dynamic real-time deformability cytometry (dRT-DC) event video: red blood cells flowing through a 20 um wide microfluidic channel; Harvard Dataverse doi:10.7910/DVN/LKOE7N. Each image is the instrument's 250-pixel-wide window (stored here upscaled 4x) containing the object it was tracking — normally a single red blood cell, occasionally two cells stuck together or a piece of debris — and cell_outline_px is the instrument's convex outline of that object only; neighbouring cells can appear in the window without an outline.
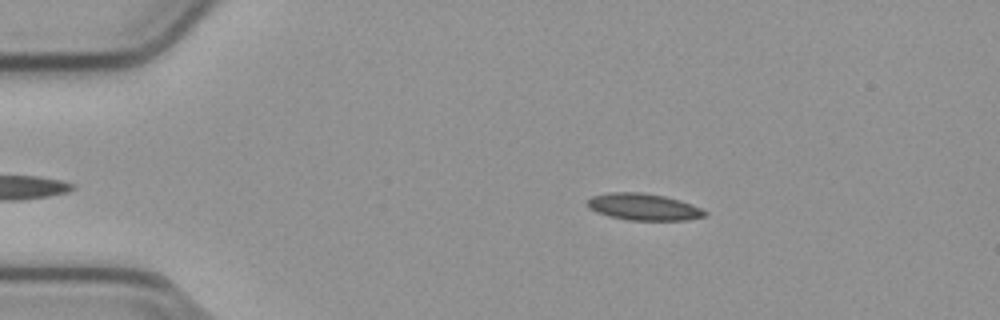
{"species": "common noctule bat (a hibernating species)", "species_latin": "Nyctalus noctula", "temperature_condition": "cold", "stored_images_in_passage": 44, "camera_frame_rate_fps": 3000, "um_per_image_px": 0.085, "animal": {"sex": "male", "body_mass_g": 23.1, "forearm_length_mm": 52.7}, "frame": {"image": 1, "passage_image": 8, "time_ms": 2.333, "image_size_px": [1000, 320], "cell_outline_px": [[708, 216], [688, 220], [628, 220], [608, 216], [596, 212], [588, 208], [588, 200], [592, 196], [608, 192], [644, 192], [664, 196], [680, 200], [692, 204], [708, 212]], "centroid_in_image_um": [54.72, 17.59], "position_along_channel_um": 30.3, "area_um2": 18.5}}
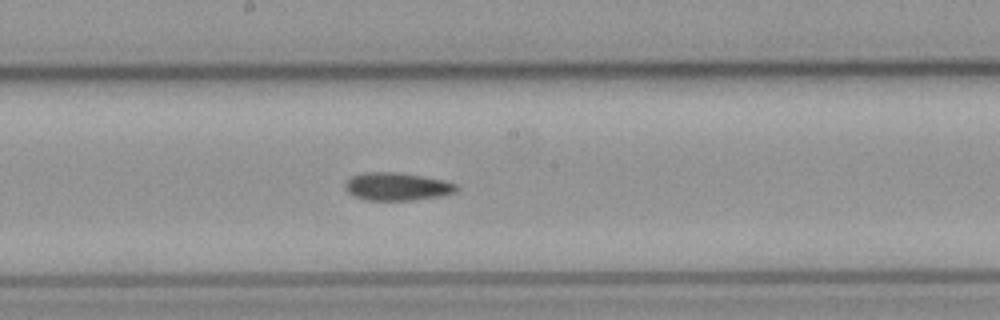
{"frame": {"image": 2, "passage_image": 27, "time_ms": 8.667, "image_size_px": [1000, 320], "cell_outline_px": [[456, 192], [440, 196], [412, 200], [368, 200], [356, 196], [348, 192], [344, 188], [344, 184], [352, 176], [364, 172], [396, 172], [420, 176], [440, 180], [456, 184]], "centroid_in_image_um": [33.7, 15.86], "position_along_channel_um": 214.5, "area_um2": 17.74}}
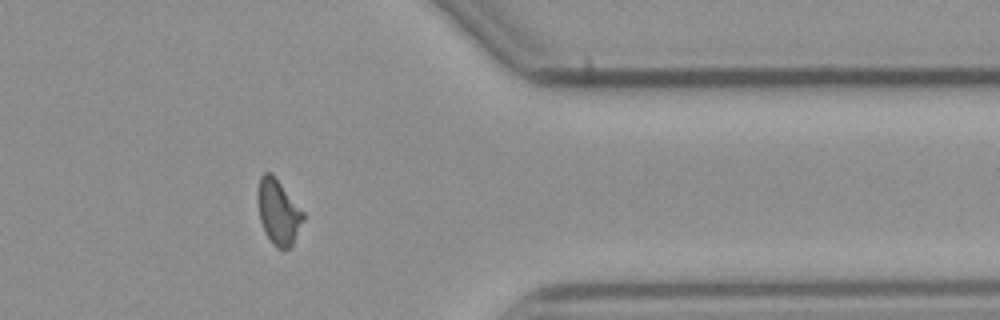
{"frame": {"image": 3, "passage_image": 42, "time_ms": 13.667, "image_size_px": [1000, 320], "cell_outline_px": [[304, 220], [292, 244], [288, 248], [276, 248], [272, 244], [264, 232], [260, 220], [256, 200], [256, 192], [260, 176], [264, 172], [272, 172], [304, 212]], "centroid_in_image_um": [23.62, 17.98], "position_along_channel_um": 387.8, "area_um2": 17.51}, "authors_computed_cell_mechanics": {"area_um2": 17.7157, "velocity_mm_per_s": 3.7945, "shape_relaxation_time_tau1_ms": null, "shape_relaxation_time_tau2_ms": 6.8159, "deformation_change_tau1": null, "deformation_change_tau2": 0.139}}